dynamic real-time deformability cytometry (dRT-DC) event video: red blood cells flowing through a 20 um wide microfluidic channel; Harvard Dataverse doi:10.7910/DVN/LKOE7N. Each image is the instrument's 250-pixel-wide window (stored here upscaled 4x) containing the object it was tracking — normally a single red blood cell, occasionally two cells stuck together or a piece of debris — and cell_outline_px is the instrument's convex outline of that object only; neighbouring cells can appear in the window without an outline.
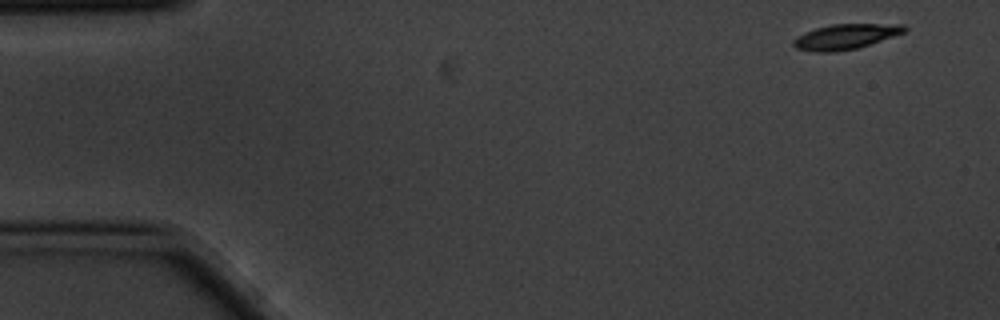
{"species": "common noctule bat (a hibernating species)", "species_latin": "Nyctalus noctula", "temperature_condition": "cold", "stored_images_in_passage": 9, "camera_frame_rate_fps": 3000, "um_per_image_px": 0.085, "animal": {"sex": "male", "body_mass_g": 20.1, "forearm_length_mm": 53.5}, "frame": {"image": 1, "passage_image": 1, "time_ms": 0.0, "image_size_px": [1000, 320], "cell_outline_px": [[908, 28], [904, 32], [856, 48], [836, 52], [812, 52], [796, 48], [792, 44], [792, 40], [796, 36], [804, 32], [816, 28], [832, 24], [904, 24]], "centroid_in_image_um": [71.8, 3.11], "position_along_channel_um": 13.2, "area_um2": 16.18}}
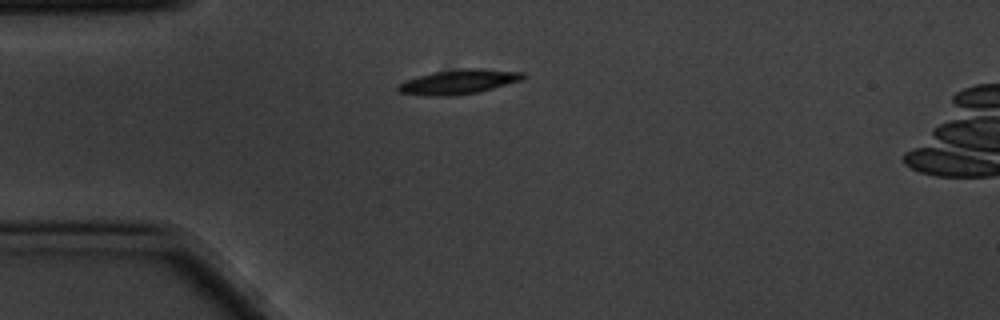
{"frame": {"image": 2, "passage_image": 4, "time_ms": 1.0, "image_size_px": [1000, 320], "cell_outline_px": [[524, 76], [520, 80], [492, 88], [476, 92], [452, 96], [428, 96], [396, 92], [396, 84], [432, 72], [464, 68], [484, 68], [524, 72]], "centroid_in_image_um": [38.93, 6.95], "position_along_channel_um": 46.1, "area_um2": 17.8}}